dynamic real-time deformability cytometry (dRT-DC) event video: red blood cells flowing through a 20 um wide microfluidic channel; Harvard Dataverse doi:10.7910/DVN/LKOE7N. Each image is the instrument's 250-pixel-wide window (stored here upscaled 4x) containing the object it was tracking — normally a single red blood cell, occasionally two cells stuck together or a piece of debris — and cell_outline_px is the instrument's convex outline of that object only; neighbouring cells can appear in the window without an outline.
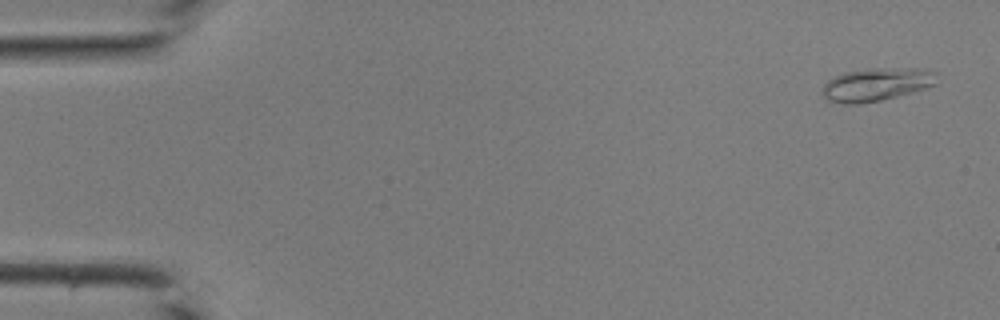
{"species": "common noctule bat (a hibernating species)", "species_latin": "Nyctalus noctula", "temperature_condition": "room temperature", "stored_images_in_passage": 42, "camera_frame_rate_fps": 3000, "um_per_image_px": 0.085, "animal": {"sex": "male", "body_mass_g": 19.0, "forearm_length_mm": 50.8}, "frame": {"image": 1, "passage_image": 2, "time_ms": 0.333, "image_size_px": [1000, 320], "cell_outline_px": [[936, 84], [912, 92], [880, 100], [856, 104], [844, 104], [828, 100], [824, 96], [824, 84], [828, 80], [844, 72], [868, 68], [924, 68], [936, 72]], "centroid_in_image_um": [74.52, 7.16], "position_along_channel_um": 10.5, "area_um2": 21.91}}
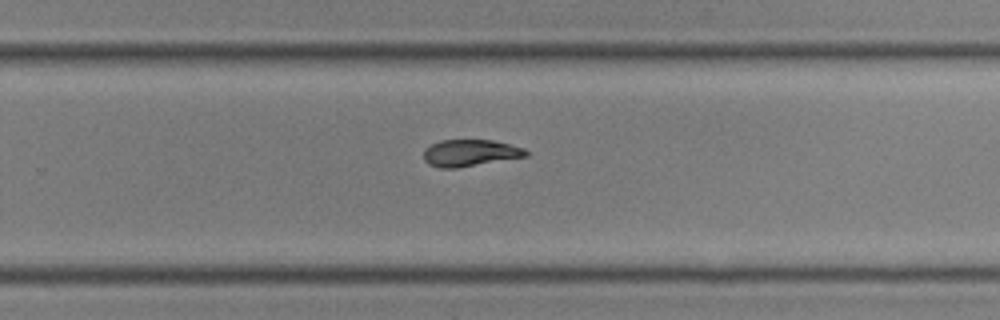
{"frame": {"image": 2, "passage_image": 28, "time_ms": 9.0, "image_size_px": [1000, 320], "cell_outline_px": [[528, 156], [456, 168], [440, 168], [428, 164], [424, 160], [424, 148], [440, 140], [492, 140], [524, 148], [528, 152]], "centroid_in_image_um": [39.93, 13.0], "position_along_channel_um": 289.9, "area_um2": 15.9}}
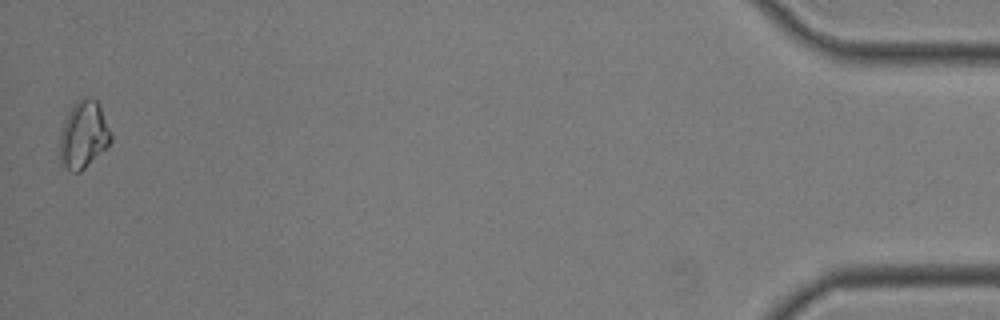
{"frame": {"image": 3, "passage_image": 42, "time_ms": 13.667, "image_size_px": [1000, 320], "cell_outline_px": [[112, 140], [108, 148], [80, 172], [72, 172], [60, 164], [60, 132], [64, 120], [68, 112], [80, 100], [96, 100], [100, 104], [112, 136]], "centroid_in_image_um": [7.11, 11.53], "position_along_channel_um": 428.1, "area_um2": 19.94}}